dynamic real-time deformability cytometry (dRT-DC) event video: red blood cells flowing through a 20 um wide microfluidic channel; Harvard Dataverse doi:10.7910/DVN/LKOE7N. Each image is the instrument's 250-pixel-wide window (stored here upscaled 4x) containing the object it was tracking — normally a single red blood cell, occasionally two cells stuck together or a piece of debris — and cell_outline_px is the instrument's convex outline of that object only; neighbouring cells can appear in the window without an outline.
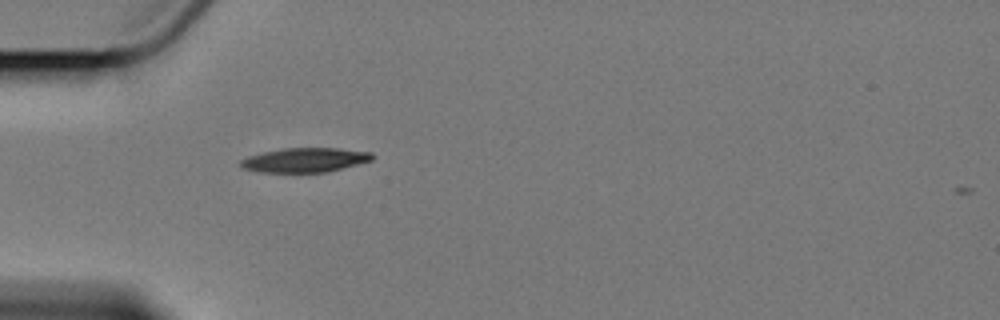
{"species": "Egyptian fruit bat (a non-hibernating species)", "species_latin": "Rousettus aegyptiacus", "temperature_condition": "cold", "stored_images_in_passage": 1, "camera_frame_rate_fps": 3000, "um_per_image_px": 0.085, "animal": {"sex": "female"}, "frame": {"image": 1, "passage_image": 1, "time_ms": 0.0, "image_size_px": [1000, 320], "cell_outline_px": [[372, 160], [328, 172], [260, 172], [240, 168], [240, 160], [248, 156], [264, 152], [284, 148], [336, 148], [372, 152]], "centroid_in_image_um": [25.89, 13.6], "position_along_channel_um": 59.1, "area_um2": 18.61}}